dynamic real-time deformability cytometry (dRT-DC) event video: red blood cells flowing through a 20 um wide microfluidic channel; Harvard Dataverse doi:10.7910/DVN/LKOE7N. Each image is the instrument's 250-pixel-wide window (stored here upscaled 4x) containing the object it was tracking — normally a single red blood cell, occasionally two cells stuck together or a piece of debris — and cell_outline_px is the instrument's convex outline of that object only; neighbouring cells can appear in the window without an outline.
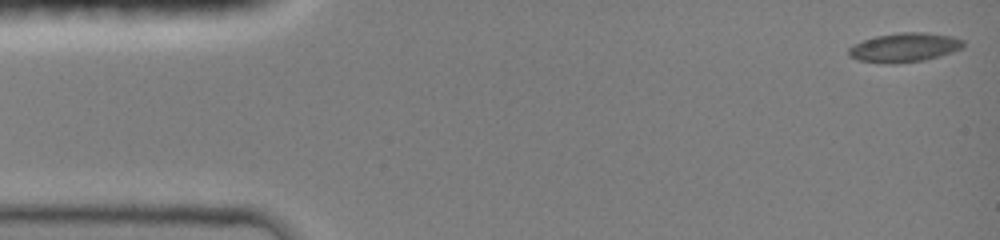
{"species": "common noctule bat (a hibernating species)", "species_latin": "Nyctalus noctula", "temperature_condition": "room temperature", "stored_images_in_passage": 8, "camera_frame_rate_fps": 3000, "um_per_image_px": 0.085, "animal": {"sex": "female", "body_mass_g": 19.0, "forearm_length_mm": 51.5}, "frame": {"image": 1, "passage_image": 1, "time_ms": 0.0, "image_size_px": [1000, 240], "cell_outline_px": [[964, 48], [940, 56], [924, 60], [860, 60], [848, 56], [848, 48], [864, 40], [876, 36], [900, 32], [924, 32], [952, 36], [964, 40]], "centroid_in_image_um": [76.97, 3.97], "position_along_channel_um": 8.0, "area_um2": 18.5}}
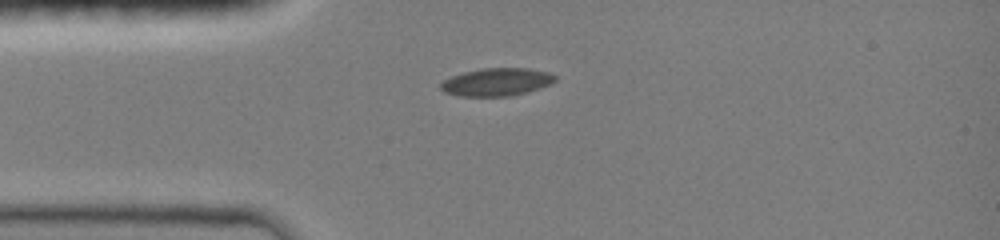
{"frame": {"image": 2, "passage_image": 5, "time_ms": 3.333, "image_size_px": [1000, 240], "cell_outline_px": [[556, 80], [540, 88], [508, 96], [460, 96], [444, 92], [440, 88], [440, 84], [444, 80], [452, 76], [464, 72], [480, 68], [528, 68], [548, 72], [556, 76]], "centroid_in_image_um": [42.19, 6.96], "position_along_channel_um": 42.8, "area_um2": 18.38}}
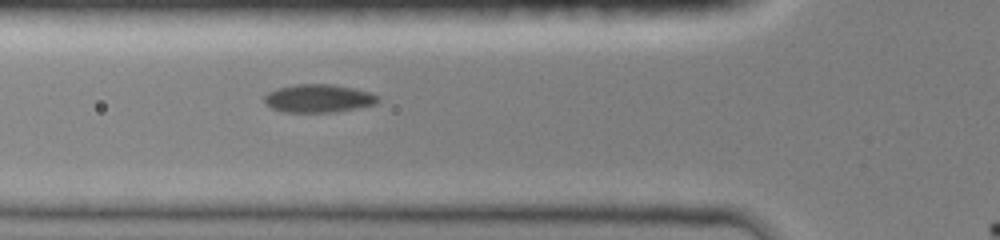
{"frame": {"image": 3, "passage_image": 7, "time_ms": 5.0, "image_size_px": [1000, 240], "cell_outline_px": [[380, 100], [376, 104], [356, 108], [328, 112], [288, 112], [272, 108], [264, 104], [264, 96], [268, 92], [276, 88], [296, 84], [332, 84], [352, 88], [368, 92], [380, 96]], "centroid_in_image_um": [27.05, 8.35], "position_along_channel_um": 98.8, "area_um2": 18.55}}